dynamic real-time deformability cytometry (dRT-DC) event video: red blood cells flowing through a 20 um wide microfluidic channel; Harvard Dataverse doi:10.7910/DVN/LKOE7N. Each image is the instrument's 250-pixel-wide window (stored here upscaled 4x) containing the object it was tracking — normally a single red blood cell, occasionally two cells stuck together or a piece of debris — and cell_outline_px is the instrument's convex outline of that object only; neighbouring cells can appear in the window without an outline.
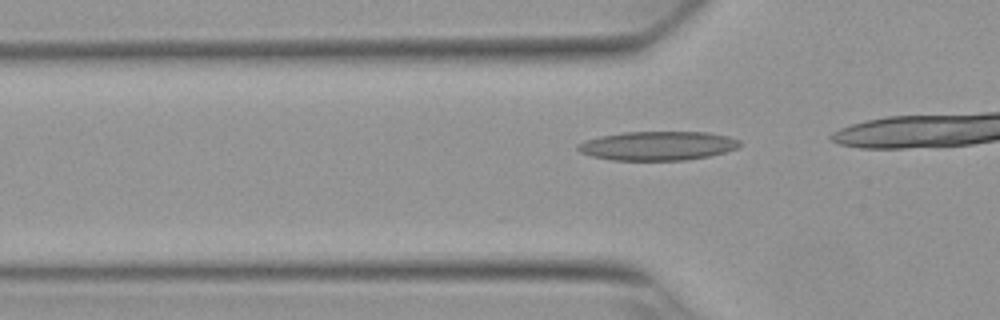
{"species": "Egyptian fruit bat (a non-hibernating species)", "species_latin": "Rousettus aegyptiacus", "temperature_condition": "warm", "stored_images_in_passage": 9, "camera_frame_rate_fps": 3000, "um_per_image_px": 0.085, "animal": {"sex": "female"}, "frame": {"image": 1, "passage_image": 4, "time_ms": 1.0, "image_size_px": [1000, 320], "cell_outline_px": [[740, 144], [736, 148], [724, 152], [708, 156], [684, 160], [612, 160], [592, 156], [580, 152], [576, 148], [576, 144], [584, 140], [600, 136], [624, 132], [708, 132], [728, 136], [740, 140]], "centroid_in_image_um": [55.86, 12.39], "position_along_channel_um": 69.9, "area_um2": 27.34}}
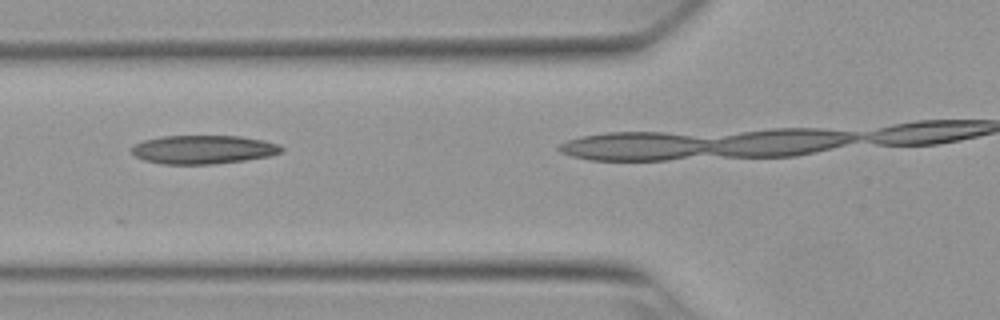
{"frame": {"image": 2, "passage_image": 7, "time_ms": 2.0, "image_size_px": [1000, 320], "cell_outline_px": [[284, 148], [280, 152], [268, 156], [244, 160], [212, 164], [160, 164], [144, 160], [136, 156], [132, 152], [132, 148], [136, 144], [144, 140], [160, 136], [240, 136], [264, 140], [280, 144]], "centroid_in_image_um": [17.28, 12.7], "position_along_channel_um": 108.5, "area_um2": 24.91}}